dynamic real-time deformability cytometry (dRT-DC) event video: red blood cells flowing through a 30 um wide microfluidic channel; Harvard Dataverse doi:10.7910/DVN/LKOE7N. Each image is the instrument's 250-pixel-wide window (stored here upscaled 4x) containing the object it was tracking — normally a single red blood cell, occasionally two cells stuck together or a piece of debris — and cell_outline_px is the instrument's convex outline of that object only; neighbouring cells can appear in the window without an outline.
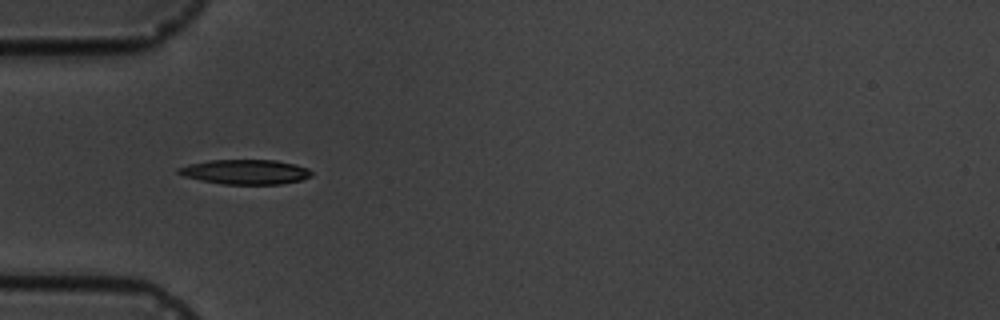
{"species": "common noctule bat (a hibernating species)", "species_latin": "Nyctalus noctula", "temperature_condition": "cold", "stored_images_in_passage": 13, "camera_frame_rate_fps": 3000, "um_per_image_px": 0.085, "animal": {"sex": "male", "body_mass_g": 19.5, "forearm_length_mm": 54.6}, "frame": {"image": 1, "passage_image": 2, "time_ms": 1.0, "image_size_px": [1000, 320], "cell_outline_px": [[312, 176], [300, 180], [280, 184], [224, 184], [200, 180], [184, 176], [176, 172], [176, 168], [188, 164], [208, 160], [276, 160], [296, 164], [308, 168], [312, 172]], "centroid_in_image_um": [20.84, 14.6], "position_along_channel_um": 64.2, "area_um2": 19.25}}
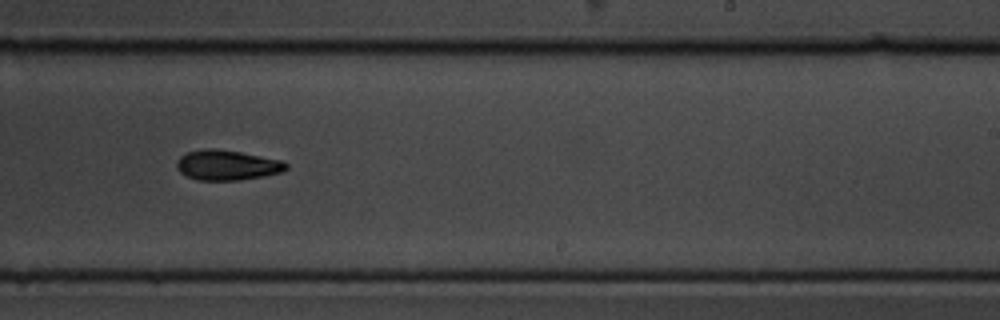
{"frame": {"image": 2, "passage_image": 7, "time_ms": 6.667, "image_size_px": [1000, 320], "cell_outline_px": [[288, 168], [280, 172], [264, 176], [240, 180], [196, 180], [180, 172], [176, 168], [176, 160], [180, 156], [188, 152], [204, 148], [212, 148], [240, 152], [284, 160], [288, 164]], "centroid_in_image_um": [19.3, 14.03], "position_along_channel_um": 269.7, "area_um2": 19.31}}
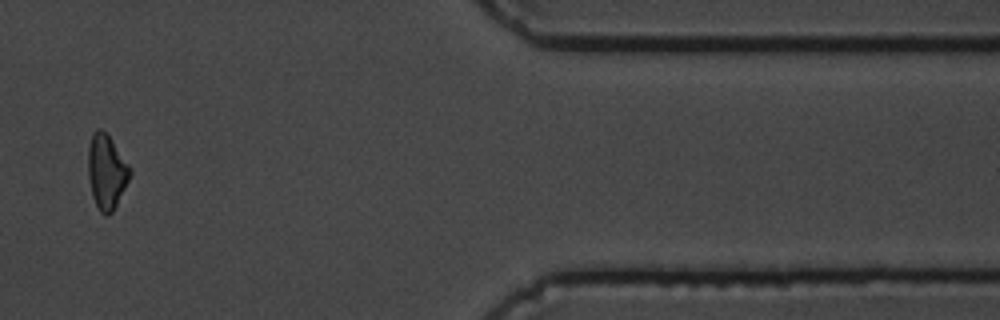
{"frame": {"image": 3, "passage_image": 11, "time_ms": 11.333, "image_size_px": [1000, 320], "cell_outline_px": [[132, 172], [112, 212], [108, 216], [104, 216], [100, 212], [92, 196], [88, 176], [88, 148], [92, 132], [96, 128], [100, 128], [108, 136], [132, 168]], "centroid_in_image_um": [9.04, 14.59], "position_along_channel_um": 402.4, "area_um2": 18.03}, "authors_computed_cell_mechanics": {"area_um2": 18.7272, "velocity_mm_per_s": 3.6681, "shape_relaxation_time_tau1_ms": 3.3556, "shape_relaxation_time_tau2_ms": null, "deformation_change_tau1": 0.124, "deformation_change_tau2": null}}